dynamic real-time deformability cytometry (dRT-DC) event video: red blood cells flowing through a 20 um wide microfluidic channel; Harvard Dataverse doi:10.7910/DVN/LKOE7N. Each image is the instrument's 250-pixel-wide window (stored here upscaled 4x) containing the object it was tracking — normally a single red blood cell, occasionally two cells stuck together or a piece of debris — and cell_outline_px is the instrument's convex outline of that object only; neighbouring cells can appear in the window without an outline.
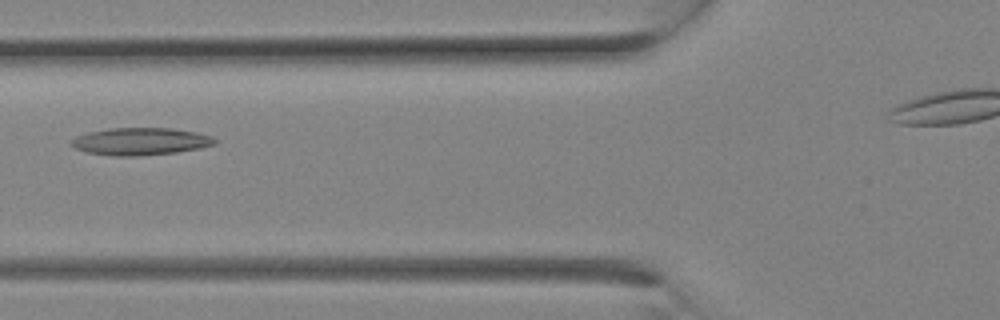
{"species": "Egyptian fruit bat (a non-hibernating species)", "species_latin": "Rousettus aegyptiacus", "temperature_condition": "room temperature", "stored_images_in_passage": 11, "camera_frame_rate_fps": 3000, "um_per_image_px": 0.085, "animal": {"sex": "female"}, "frame": {"image": 1, "passage_image": 10, "time_ms": 3.0, "image_size_px": [1000, 320], "cell_outline_px": [[216, 144], [200, 148], [176, 152], [140, 156], [112, 156], [88, 152], [76, 148], [68, 140], [76, 136], [88, 132], [108, 128], [172, 128], [196, 132], [212, 136], [216, 140]], "centroid_in_image_um": [11.94, 12.02], "position_along_channel_um": 113.9, "area_um2": 22.95}}